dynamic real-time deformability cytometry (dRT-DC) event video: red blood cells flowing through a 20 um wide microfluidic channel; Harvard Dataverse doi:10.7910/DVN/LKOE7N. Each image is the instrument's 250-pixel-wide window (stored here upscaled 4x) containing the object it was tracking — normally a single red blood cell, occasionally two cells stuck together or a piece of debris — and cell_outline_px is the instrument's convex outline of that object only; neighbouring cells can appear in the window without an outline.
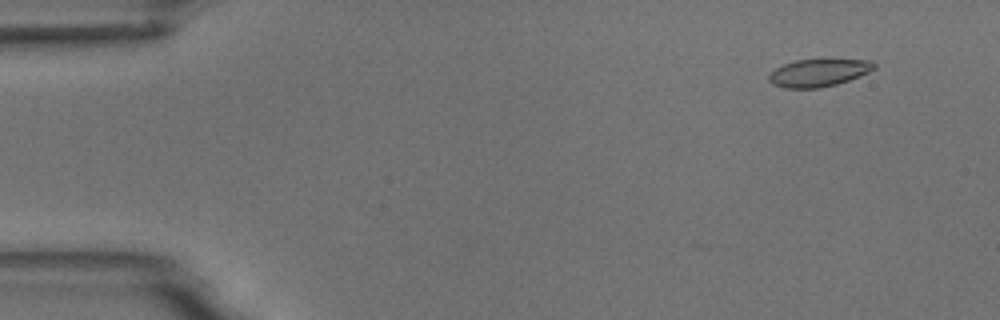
{"species": "common noctule bat (a hibernating species)", "species_latin": "Nyctalus noctula", "temperature_condition": "room temperature", "stored_images_in_passage": 5, "camera_frame_rate_fps": 3000, "um_per_image_px": 0.085, "animal": {"sex": "male", "body_mass_g": 18.8}, "frame": {"image": 1, "passage_image": 2, "time_ms": 1.333, "image_size_px": [1000, 320], "cell_outline_px": [[876, 68], [860, 76], [836, 84], [820, 88], [784, 88], [772, 84], [768, 80], [768, 76], [776, 68], [784, 64], [796, 60], [872, 60], [876, 64]], "centroid_in_image_um": [69.58, 6.19], "position_along_channel_um": 15.4, "area_um2": 16.76}}
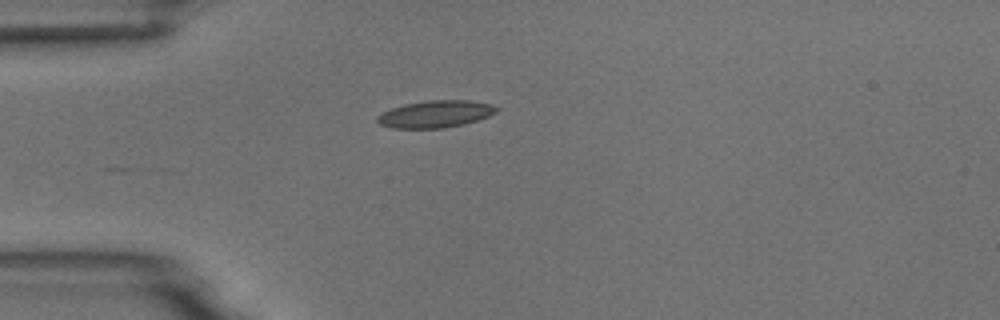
{"frame": {"image": 2, "passage_image": 5, "time_ms": 4.667, "image_size_px": [1000, 320], "cell_outline_px": [[500, 108], [496, 112], [488, 116], [464, 124], [444, 128], [392, 128], [380, 124], [376, 120], [376, 116], [392, 108], [404, 104], [428, 100], [468, 100], [492, 104]], "centroid_in_image_um": [37.02, 9.69], "position_along_channel_um": 48.0, "area_um2": 18.79}}